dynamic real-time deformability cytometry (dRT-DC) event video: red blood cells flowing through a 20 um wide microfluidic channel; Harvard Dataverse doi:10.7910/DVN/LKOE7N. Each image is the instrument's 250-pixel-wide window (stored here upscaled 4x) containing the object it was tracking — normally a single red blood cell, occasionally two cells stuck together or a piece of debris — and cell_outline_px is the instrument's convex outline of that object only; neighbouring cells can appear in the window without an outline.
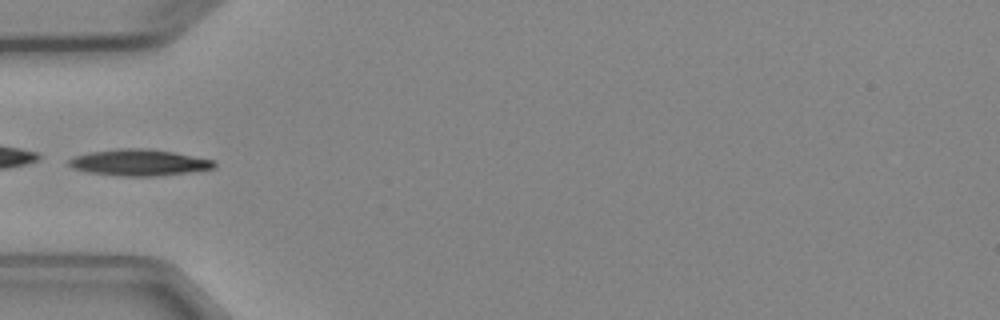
{"species": "Egyptian fruit bat (a non-hibernating species)", "species_latin": "Rousettus aegyptiacus", "temperature_condition": "cold", "stored_images_in_passage": 5, "camera_frame_rate_fps": 3000, "um_per_image_px": 0.085, "animal": {"sex": "female"}, "frame": {"image": 1, "passage_image": 4, "time_ms": 3.333, "image_size_px": [1000, 320], "cell_outline_px": [[216, 168], [160, 176], [116, 176], [88, 172], [72, 168], [68, 164], [68, 160], [76, 156], [92, 152], [120, 148], [148, 148], [172, 152], [212, 160], [216, 164]], "centroid_in_image_um": [11.8, 13.82], "position_along_channel_um": 73.2, "area_um2": 22.2}}